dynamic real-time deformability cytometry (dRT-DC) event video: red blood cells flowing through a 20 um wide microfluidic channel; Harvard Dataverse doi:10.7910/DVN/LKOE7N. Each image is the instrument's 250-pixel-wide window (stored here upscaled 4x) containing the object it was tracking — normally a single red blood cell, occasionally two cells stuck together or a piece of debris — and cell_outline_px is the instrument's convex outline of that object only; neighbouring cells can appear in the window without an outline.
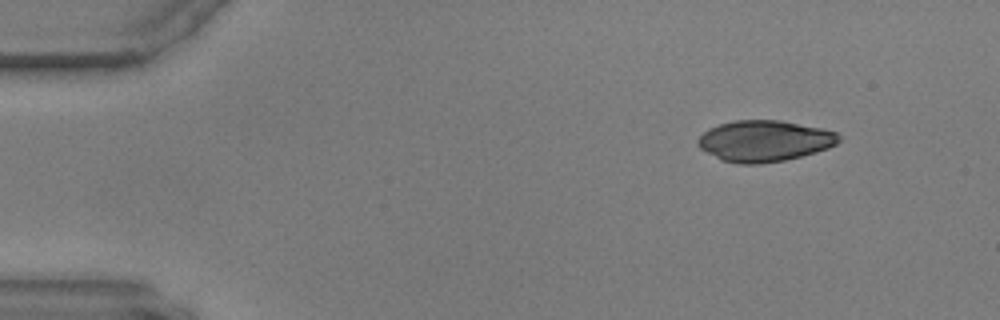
{"species": "common noctule bat (a hibernating species)", "species_latin": "Nyctalus noctula", "temperature_condition": "warm", "stored_images_in_passage": 52, "camera_frame_rate_fps": 3000, "um_per_image_px": 0.085, "animal": {"sex": "male", "body_mass_g": 17.9, "forearm_length_mm": 54.2}, "frame": {"image": 1, "passage_image": 1, "time_ms": 0.0, "image_size_px": [1000, 320], "cell_outline_px": [[840, 140], [836, 144], [828, 148], [816, 152], [784, 160], [760, 164], [740, 164], [720, 160], [700, 148], [696, 144], [696, 140], [708, 128], [720, 124], [736, 120], [780, 120], [824, 128], [836, 132], [840, 136]], "centroid_in_image_um": [64.97, 11.98], "position_along_channel_um": 20.0, "area_um2": 33.93}}